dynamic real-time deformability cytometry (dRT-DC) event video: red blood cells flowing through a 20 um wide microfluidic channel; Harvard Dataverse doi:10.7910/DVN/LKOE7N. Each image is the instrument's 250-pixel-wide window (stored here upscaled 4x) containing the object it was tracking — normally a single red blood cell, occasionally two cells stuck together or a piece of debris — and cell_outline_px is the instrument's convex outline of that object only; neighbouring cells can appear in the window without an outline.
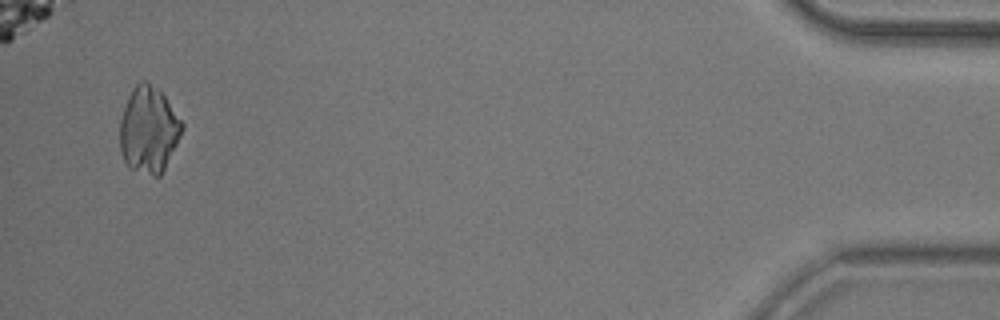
{"species": "common noctule bat (a hibernating species)", "species_latin": "Nyctalus noctula", "temperature_condition": "room temperature", "stored_images_in_passage": 53, "camera_frame_rate_fps": 3000, "um_per_image_px": 0.085, "animal": {"sex": "male", "body_mass_g": 20.5, "forearm_length_mm": 52.5}, "frame": {"image": 1, "passage_image": 51, "time_ms": 16.667, "image_size_px": [1000, 320], "cell_outline_px": [[184, 128], [160, 176], [152, 176], [132, 168], [124, 160], [120, 152], [120, 120], [128, 96], [132, 88], [140, 80], [144, 80], [160, 88], [184, 124]], "centroid_in_image_um": [12.64, 10.98], "position_along_channel_um": 422.6, "area_um2": 31.21}}